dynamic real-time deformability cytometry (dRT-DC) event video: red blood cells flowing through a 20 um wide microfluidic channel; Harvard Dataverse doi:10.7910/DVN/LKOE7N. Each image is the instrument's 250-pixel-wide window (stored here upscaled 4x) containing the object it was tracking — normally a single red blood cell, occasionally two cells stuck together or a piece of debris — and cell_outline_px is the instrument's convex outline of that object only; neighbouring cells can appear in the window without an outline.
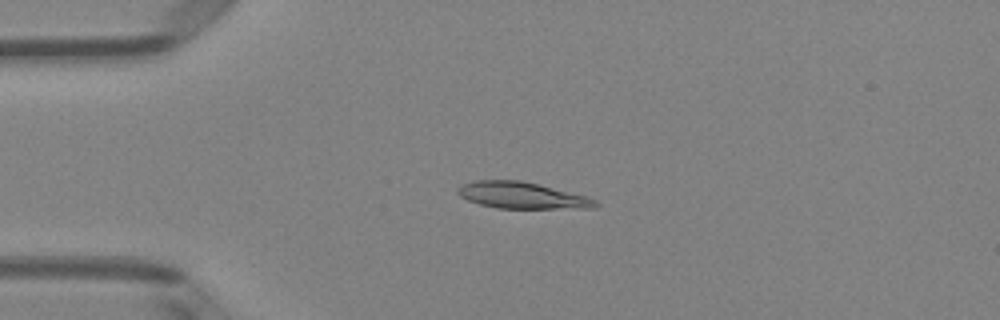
{"species": "Egyptian fruit bat (a non-hibernating species)", "species_latin": "Rousettus aegyptiacus", "temperature_condition": "room temperature", "stored_images_in_passage": 49, "camera_frame_rate_fps": 3000, "um_per_image_px": 0.085, "animal": {"sex": "female"}, "frame": {"image": 1, "passage_image": 11, "time_ms": 3.333, "image_size_px": [1000, 320], "cell_outline_px": [[600, 204], [596, 208], [496, 208], [480, 204], [468, 200], [460, 196], [456, 192], [456, 188], [460, 184], [476, 180], [520, 180], [540, 184], [588, 196], [596, 200]], "centroid_in_image_um": [44.37, 16.6], "position_along_channel_um": 40.6, "area_um2": 21.5}}
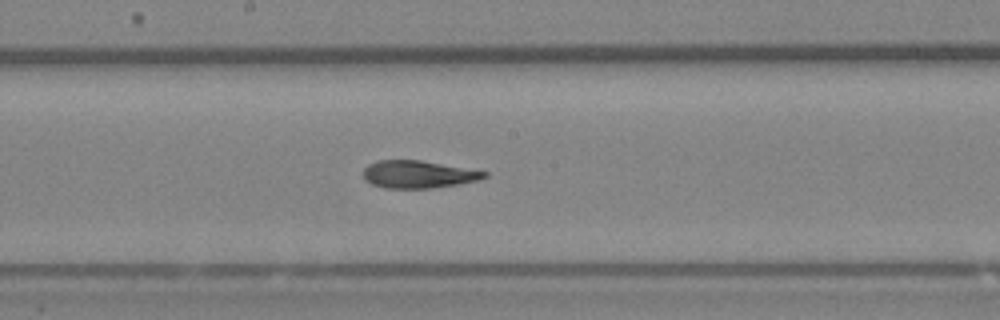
{"frame": {"image": 2, "passage_image": 26, "time_ms": 8.333, "image_size_px": [1000, 320], "cell_outline_px": [[488, 176], [480, 180], [460, 184], [432, 188], [384, 188], [372, 184], [364, 180], [364, 168], [368, 164], [376, 160], [420, 160], [488, 172]], "centroid_in_image_um": [35.54, 14.82], "position_along_channel_um": 212.7, "area_um2": 19.48}}
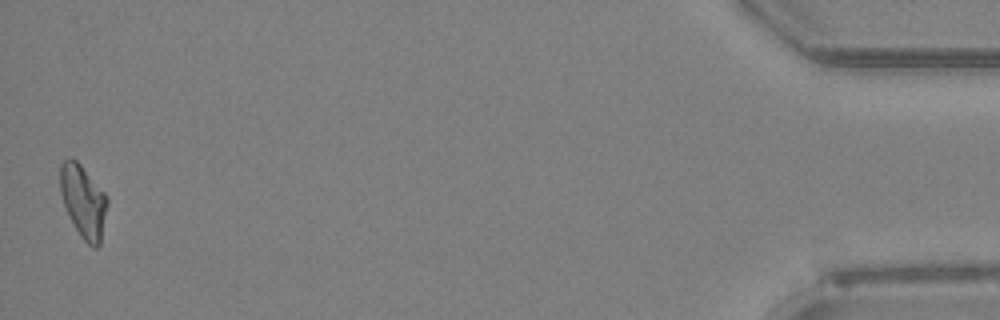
{"frame": {"image": 3, "passage_image": 49, "time_ms": 16.0, "image_size_px": [1000, 320], "cell_outline_px": [[108, 204], [100, 244], [96, 248], [92, 248], [80, 236], [64, 204], [60, 192], [60, 164], [64, 160], [76, 160], [80, 164], [108, 196]], "centroid_in_image_um": [7.1, 17.13], "position_along_channel_um": 428.1, "area_um2": 19.71}, "authors_computed_cell_mechanics": {"area_um2": 20.2878, "velocity_mm_per_s": 3.9877, "shape_relaxation_time_tau1_ms": null, "shape_relaxation_time_tau2_ms": 4.594, "deformation_change_tau1": null, "deformation_change_tau2": 0.1183}}